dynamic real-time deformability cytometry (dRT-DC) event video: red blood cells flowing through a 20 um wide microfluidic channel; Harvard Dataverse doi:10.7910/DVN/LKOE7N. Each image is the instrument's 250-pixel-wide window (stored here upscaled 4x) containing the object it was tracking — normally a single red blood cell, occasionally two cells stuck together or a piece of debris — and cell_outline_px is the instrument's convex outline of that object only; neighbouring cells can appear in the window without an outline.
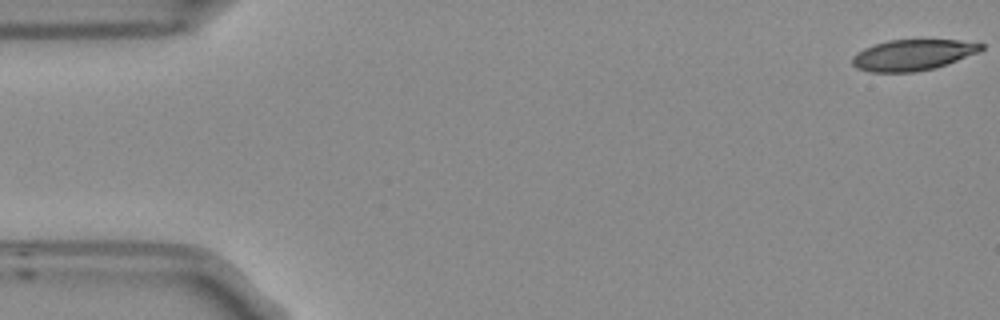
{"species": "Egyptian fruit bat (a non-hibernating species)", "species_latin": "Rousettus aegyptiacus", "temperature_condition": "room temperature", "stored_images_in_passage": 54, "camera_frame_rate_fps": 3000, "um_per_image_px": 0.085, "frame": {"image": 1, "passage_image": 1, "time_ms": 0.0, "image_size_px": [1000, 320], "cell_outline_px": [[984, 48], [980, 52], [936, 68], [916, 72], [872, 72], [856, 68], [852, 64], [852, 56], [856, 52], [864, 48], [888, 40], [956, 40], [984, 44]], "centroid_in_image_um": [77.58, 4.68], "position_along_channel_um": 7.4, "area_um2": 23.29}}
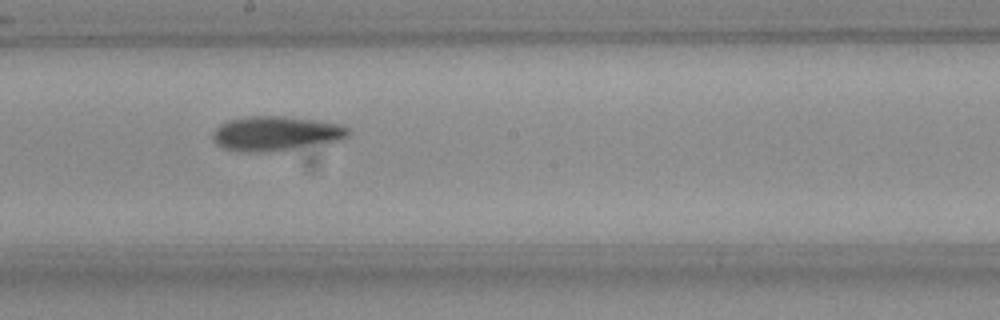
{"frame": {"image": 2, "passage_image": 29, "time_ms": 9.333, "image_size_px": [1000, 320], "cell_outline_px": [[348, 136], [340, 140], [264, 152], [260, 152], [224, 148], [216, 144], [212, 136], [212, 132], [220, 124], [228, 120], [244, 116], [288, 116], [320, 120], [340, 124], [348, 128]], "centroid_in_image_um": [23.42, 11.3], "position_along_channel_um": 224.8, "area_um2": 26.88}}
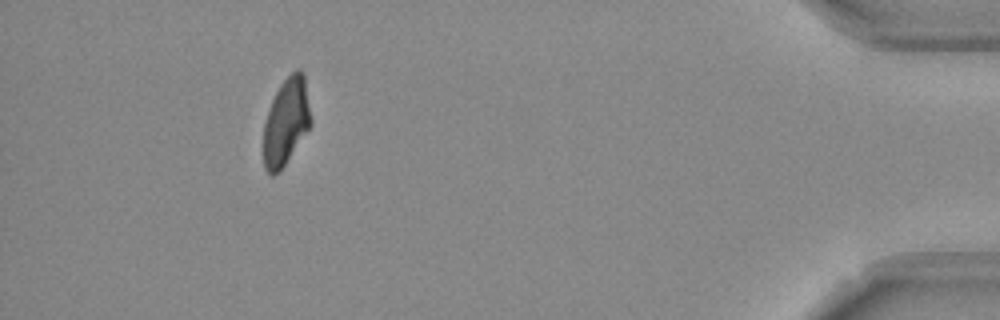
{"frame": {"image": 3, "passage_image": 49, "time_ms": 16.0, "image_size_px": [1000, 320], "cell_outline_px": [[312, 124], [284, 164], [272, 176], [264, 168], [264, 124], [272, 100], [280, 84], [296, 68], [300, 68], [304, 72], [312, 120]], "centroid_in_image_um": [24.34, 10.28], "position_along_channel_um": 410.9, "area_um2": 23.7}, "authors_computed_cell_mechanics": {"area_um2": 25.9522, "velocity_mm_per_s": 3.7733, "shape_relaxation_time_tau1_ms": null, "shape_relaxation_time_tau2_ms": 6.8908, "deformation_change_tau1": null, "deformation_change_tau2": 0.152}}